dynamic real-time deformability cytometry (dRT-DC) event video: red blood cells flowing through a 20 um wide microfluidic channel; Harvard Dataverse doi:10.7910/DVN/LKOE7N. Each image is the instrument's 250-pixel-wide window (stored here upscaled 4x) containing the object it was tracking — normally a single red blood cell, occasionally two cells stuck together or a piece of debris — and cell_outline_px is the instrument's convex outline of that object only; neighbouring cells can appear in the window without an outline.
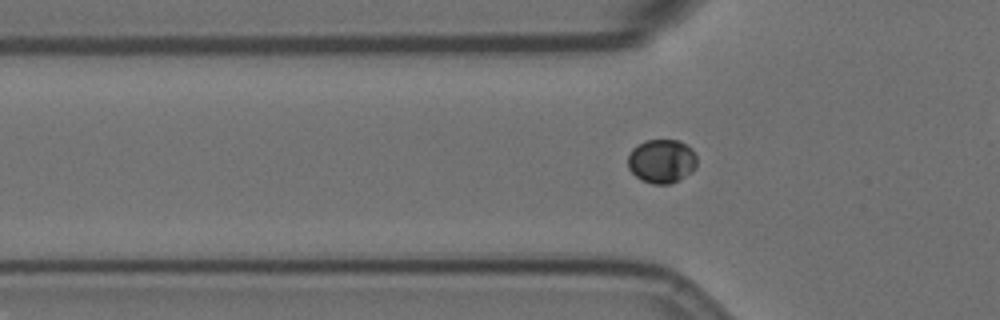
{"species": "Egyptian fruit bat (a non-hibernating species)", "species_latin": "Rousettus aegyptiacus", "temperature_condition": "room temperature", "stored_images_in_passage": 46, "camera_frame_rate_fps": 3000, "um_per_image_px": 0.085, "animal": {"sex": "female"}, "frame": {"image": 1, "passage_image": 6, "time_ms": 1.667, "image_size_px": [1000, 320], "cell_outline_px": [[696, 168], [692, 172], [672, 184], [652, 184], [640, 180], [628, 168], [628, 156], [632, 148], [636, 144], [644, 140], [680, 140], [692, 148], [696, 156]], "centroid_in_image_um": [56.24, 13.69], "position_along_channel_um": 69.6, "area_um2": 17.98}}
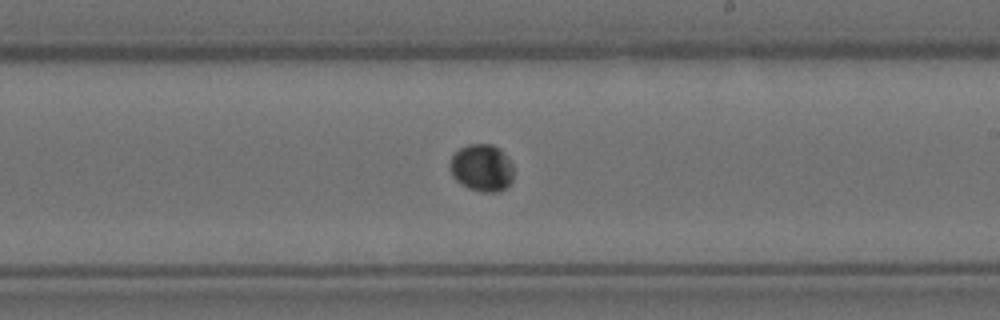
{"frame": {"image": 2, "passage_image": 21, "time_ms": 6.667, "image_size_px": [1000, 320], "cell_outline_px": [[512, 180], [500, 192], [480, 192], [468, 188], [460, 184], [452, 176], [452, 156], [460, 148], [468, 144], [492, 144], [500, 148], [512, 164]], "centroid_in_image_um": [40.97, 14.27], "position_along_channel_um": 248.0, "area_um2": 17.34}}
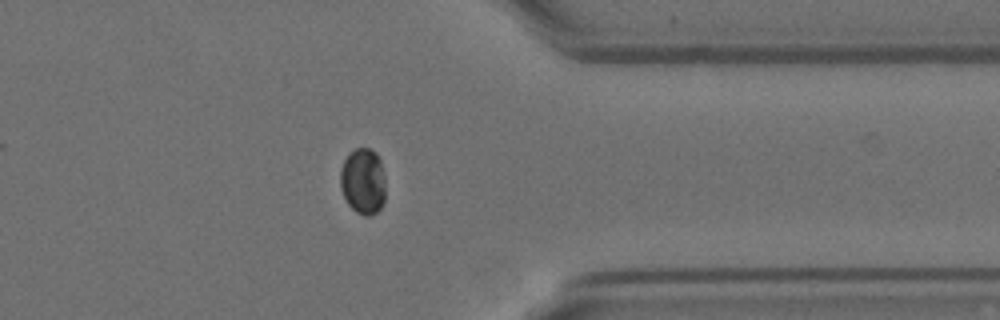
{"frame": {"image": 3, "passage_image": 33, "time_ms": 10.667, "image_size_px": [1000, 320], "cell_outline_px": [[384, 200], [380, 208], [376, 212], [368, 216], [364, 216], [356, 212], [348, 204], [344, 196], [340, 184], [340, 168], [348, 152], [356, 148], [372, 148], [376, 152], [380, 160], [384, 176]], "centroid_in_image_um": [30.84, 15.38], "position_along_channel_um": 380.6, "area_um2": 17.51}, "authors_computed_cell_mechanics": {"area_um2": 17.4556, "velocity_mm_per_s": 3.5672, "shape_relaxation_time_tau1_ms": 1.7226, "shape_relaxation_time_tau2_ms": null, "deformation_change_tau1": 0.0169, "deformation_change_tau2": null}}